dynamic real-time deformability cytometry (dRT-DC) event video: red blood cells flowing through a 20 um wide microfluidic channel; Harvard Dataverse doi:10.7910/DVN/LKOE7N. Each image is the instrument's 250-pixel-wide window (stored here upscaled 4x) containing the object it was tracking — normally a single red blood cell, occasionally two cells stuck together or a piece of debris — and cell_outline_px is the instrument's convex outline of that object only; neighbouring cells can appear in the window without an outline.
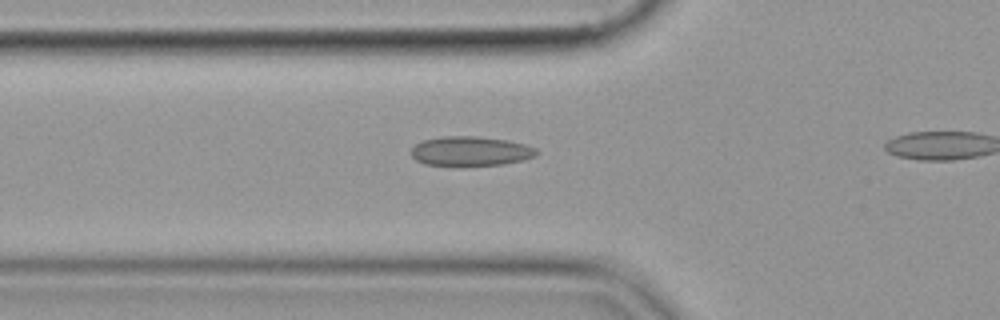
{"species": "common noctule bat (a hibernating species)", "species_latin": "Nyctalus noctula", "temperature_condition": "cold", "stored_images_in_passage": 28, "camera_frame_rate_fps": 3000, "um_per_image_px": 0.085, "animal": {"sex": "female", "body_mass_g": 19.9}, "frame": {"image": 1, "passage_image": 2, "time_ms": 0.333, "image_size_px": [1000, 320], "cell_outline_px": [[540, 152], [536, 156], [524, 160], [504, 164], [460, 168], [424, 164], [416, 160], [412, 156], [412, 148], [416, 144], [424, 140], [440, 136], [476, 136], [508, 140], [524, 144], [536, 148]], "centroid_in_image_um": [40.01, 12.89], "position_along_channel_um": 85.8, "area_um2": 22.37}}
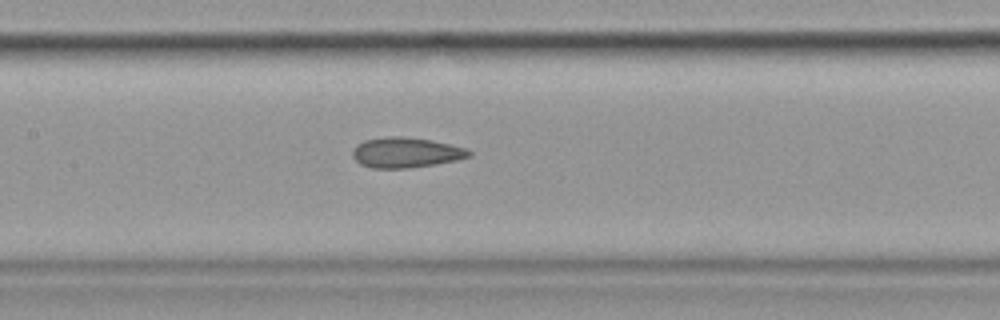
{"frame": {"image": 2, "passage_image": 9, "time_ms": 2.667, "image_size_px": [1000, 320], "cell_outline_px": [[472, 156], [456, 160], [408, 168], [372, 168], [360, 164], [352, 156], [352, 148], [356, 144], [364, 140], [388, 136], [400, 136], [432, 140], [464, 148], [472, 152]], "centroid_in_image_um": [34.45, 12.96], "position_along_channel_um": 173.0, "area_um2": 20.46}}
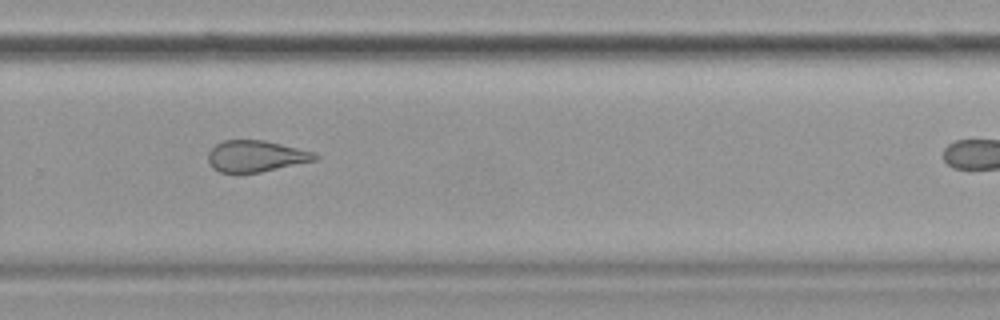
{"frame": {"image": 3, "passage_image": 20, "time_ms": 6.333, "image_size_px": [1000, 320], "cell_outline_px": [[320, 156], [316, 160], [260, 172], [220, 172], [212, 168], [208, 160], [208, 152], [216, 144], [224, 140], [264, 140], [312, 152]], "centroid_in_image_um": [21.72, 13.27], "position_along_channel_um": 308.1, "area_um2": 19.25}}